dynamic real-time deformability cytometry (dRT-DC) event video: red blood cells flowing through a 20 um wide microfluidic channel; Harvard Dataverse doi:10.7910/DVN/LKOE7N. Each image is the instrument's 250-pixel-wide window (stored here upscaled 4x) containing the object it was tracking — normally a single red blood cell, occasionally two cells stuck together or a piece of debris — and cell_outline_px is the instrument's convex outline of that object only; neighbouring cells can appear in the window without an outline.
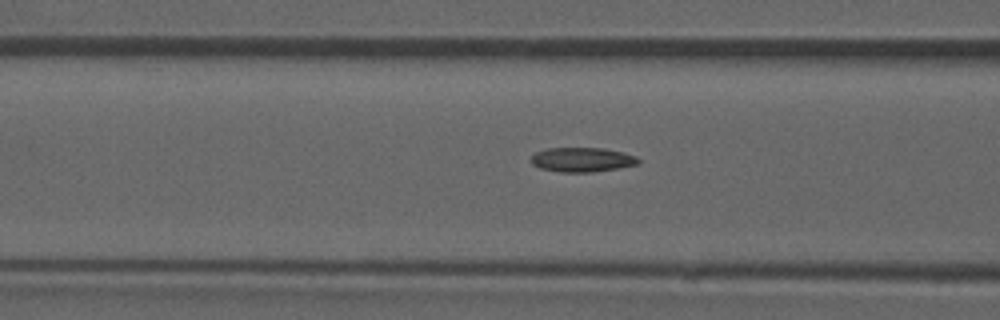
{"species": "common noctule bat (a hibernating species)", "species_latin": "Nyctalus noctula", "temperature_condition": "room temperature", "stored_images_in_passage": 29, "camera_frame_rate_fps": 3000, "um_per_image_px": 0.085, "animal": {"sex": "male", "forearm_length_mm": 52.5}, "frame": {"image": 1, "passage_image": 4, "time_ms": 1.0, "image_size_px": [1000, 320], "cell_outline_px": [[640, 164], [592, 172], [560, 172], [540, 168], [532, 164], [532, 156], [536, 152], [548, 148], [604, 148], [624, 152], [636, 156], [640, 160]], "centroid_in_image_um": [49.51, 13.57], "position_along_channel_um": 117.1, "area_um2": 15.26}}